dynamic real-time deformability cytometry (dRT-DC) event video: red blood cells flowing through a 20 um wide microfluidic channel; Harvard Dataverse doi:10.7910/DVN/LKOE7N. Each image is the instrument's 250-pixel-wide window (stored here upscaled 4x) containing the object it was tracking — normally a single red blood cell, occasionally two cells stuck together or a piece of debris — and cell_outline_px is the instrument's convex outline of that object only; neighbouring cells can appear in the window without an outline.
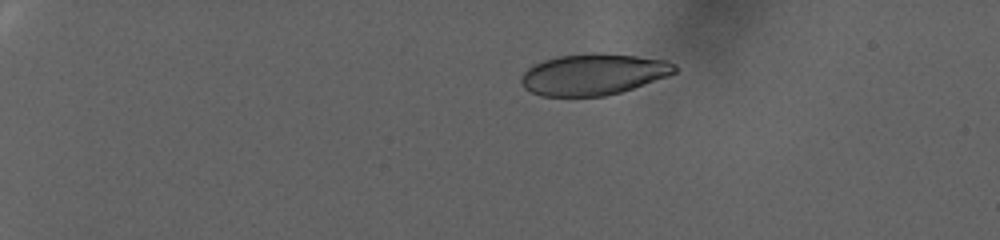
{"species": "human", "species_latin": "Homo sapiens", "temperature_condition": "warm", "stored_images_in_passage": 76, "camera_frame_rate_fps": 3000, "um_per_image_px": 0.085, "donor": {"sex": "female"}, "frame": {"image": 1, "passage_image": 1, "time_ms": 0.0, "image_size_px": [1000, 240], "cell_outline_px": [[676, 72], [668, 76], [620, 92], [604, 96], [540, 96], [524, 88], [520, 80], [524, 72], [532, 64], [556, 56], [592, 52], [604, 52], [668, 60], [676, 64]], "centroid_in_image_um": [50.43, 6.3], "position_along_channel_um": 34.6, "area_um2": 37.17}}
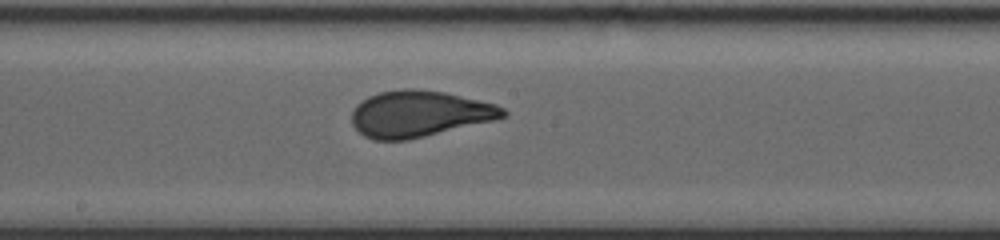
{"frame": {"image": 2, "passage_image": 39, "time_ms": 12.667, "image_size_px": [1000, 240], "cell_outline_px": [[508, 116], [492, 120], [408, 140], [376, 140], [364, 136], [352, 124], [352, 112], [356, 104], [368, 96], [380, 92], [400, 88], [416, 88], [444, 92], [496, 104], [504, 108], [508, 112]], "centroid_in_image_um": [35.62, 9.66], "position_along_channel_um": 212.6, "area_um2": 40.69}}
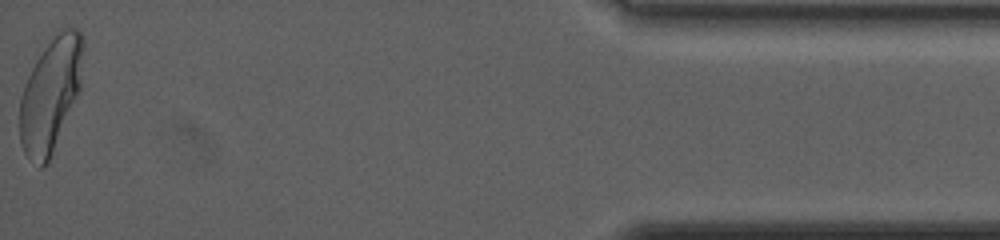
{"frame": {"image": 3, "passage_image": 76, "time_ms": 25.0, "image_size_px": [1000, 240], "cell_outline_px": [[84, 48], [80, 92], [52, 152], [48, 160], [40, 168], [24, 152], [20, 144], [20, 96], [24, 84], [36, 60], [44, 48], [60, 28], [76, 28], [84, 36]], "centroid_in_image_um": [4.32, 7.98], "position_along_channel_um": 430.9, "area_um2": 42.02}, "authors_computed_cell_mechanics": {"area_um2": 40.2866, "velocity_mm_per_s": 2.2886, "shape_relaxation_time_tau1_ms": 9.9151, "shape_relaxation_time_tau2_ms": null, "deformation_change_tau1": 0.2234, "deformation_change_tau2": null}}